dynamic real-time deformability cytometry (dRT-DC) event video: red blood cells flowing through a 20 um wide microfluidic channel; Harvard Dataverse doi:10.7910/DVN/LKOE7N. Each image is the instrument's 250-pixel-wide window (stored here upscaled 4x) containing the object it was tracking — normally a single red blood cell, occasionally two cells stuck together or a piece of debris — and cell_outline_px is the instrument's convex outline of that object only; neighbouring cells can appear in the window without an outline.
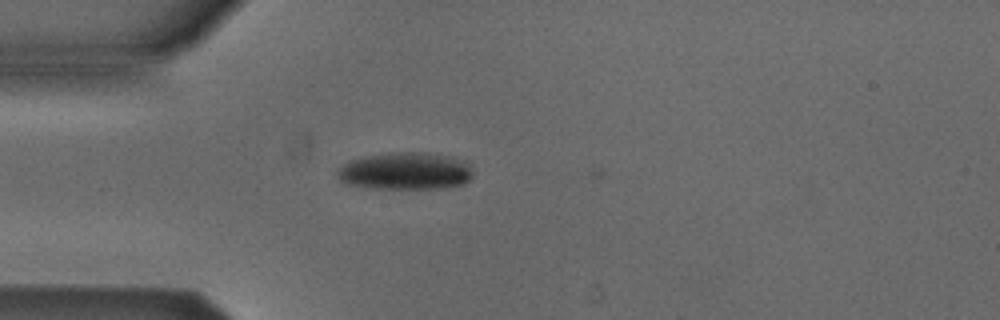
{"species": "Egyptian fruit bat (a non-hibernating species)", "species_latin": "Rousettus aegyptiacus", "temperature_condition": "cold", "stored_images_in_passage": 29, "camera_frame_rate_fps": 3000, "um_per_image_px": 0.085, "animal": {"sex": "male"}, "frame": {"image": 1, "passage_image": 1, "time_ms": 0.0, "image_size_px": [1000, 320], "cell_outline_px": [[472, 176], [464, 184], [440, 188], [372, 188], [348, 184], [340, 180], [336, 176], [336, 172], [348, 160], [388, 152], [428, 152], [452, 156], [464, 160], [468, 164], [472, 172]], "centroid_in_image_um": [34.47, 14.52], "position_along_channel_um": 50.5, "area_um2": 29.59}}
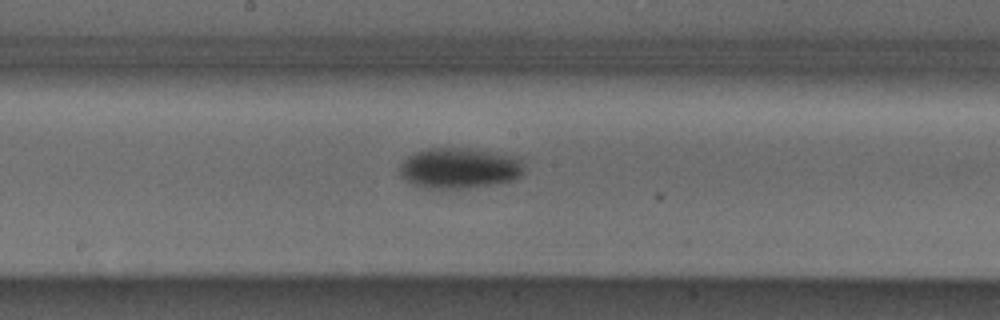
{"frame": {"image": 2, "passage_image": 14, "time_ms": 4.333, "image_size_px": [1000, 320], "cell_outline_px": [[520, 176], [512, 180], [472, 188], [424, 188], [412, 184], [404, 180], [400, 176], [400, 164], [408, 156], [416, 152], [428, 148], [468, 148], [512, 156], [520, 164]], "centroid_in_image_um": [38.93, 14.3], "position_along_channel_um": 209.3, "area_um2": 28.96}}
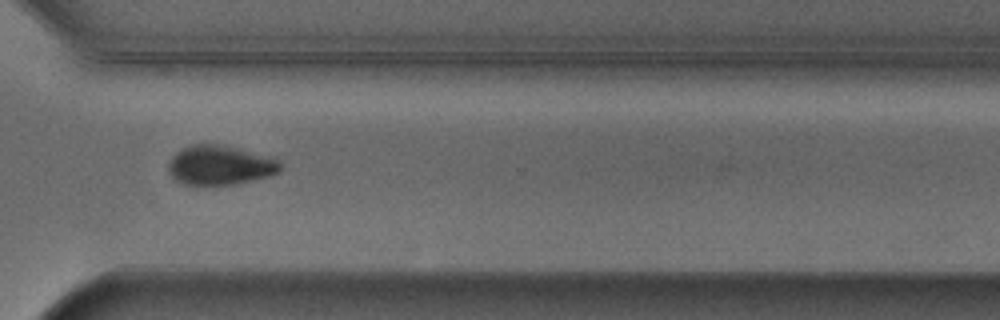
{"frame": {"image": 3, "passage_image": 25, "time_ms": 8.0, "image_size_px": [1000, 320], "cell_outline_px": [[280, 172], [268, 176], [236, 184], [184, 184], [176, 180], [168, 172], [168, 160], [180, 148], [188, 144], [224, 144], [276, 156], [280, 160]], "centroid_in_image_um": [18.73, 14.0], "position_along_channel_um": 351.9, "area_um2": 26.36}, "authors_computed_cell_mechanics": {"area_um2": 29.4202, "velocity_mm_per_s": 3.903, "shape_relaxation_time_tau1_ms": 2.3218, "shape_relaxation_time_tau2_ms": null, "deformation_change_tau1": 0.106, "deformation_change_tau2": null}}